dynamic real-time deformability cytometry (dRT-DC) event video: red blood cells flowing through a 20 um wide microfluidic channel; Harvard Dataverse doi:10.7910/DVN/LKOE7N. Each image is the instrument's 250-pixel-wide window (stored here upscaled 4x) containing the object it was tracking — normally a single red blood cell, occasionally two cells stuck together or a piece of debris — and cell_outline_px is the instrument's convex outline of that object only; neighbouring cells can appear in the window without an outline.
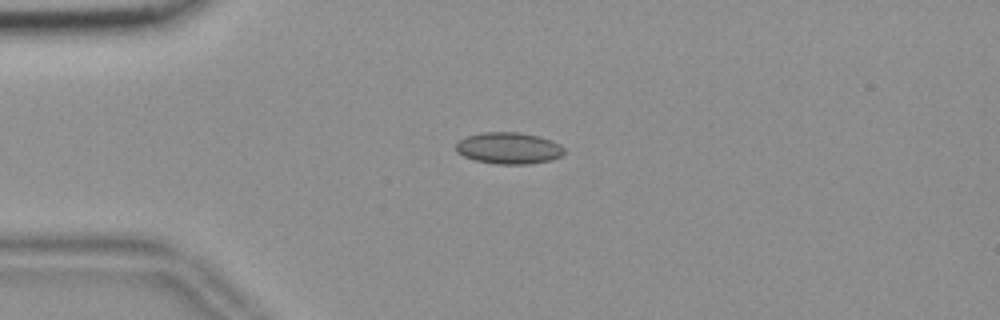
{"species": "common noctule bat (a hibernating species)", "species_latin": "Nyctalus noctula", "temperature_condition": "room temperature", "stored_images_in_passage": 49, "camera_frame_rate_fps": 3000, "um_per_image_px": 0.085, "animal": {"sex": "female", "body_mass_g": 18.4}, "frame": {"image": 1, "passage_image": 7, "time_ms": 2.0, "image_size_px": [1000, 320], "cell_outline_px": [[564, 152], [560, 156], [548, 160], [528, 164], [496, 164], [476, 160], [464, 156], [456, 152], [456, 144], [460, 140], [468, 136], [480, 132], [520, 132], [540, 136], [552, 140], [560, 144], [564, 148]], "centroid_in_image_um": [43.24, 12.58], "position_along_channel_um": 41.8, "area_um2": 19.88}}
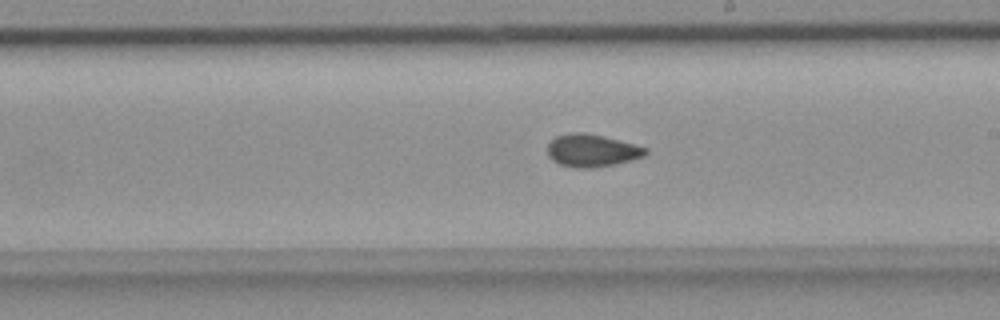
{"frame": {"image": 2, "passage_image": 25, "time_ms": 8.0, "image_size_px": [1000, 320], "cell_outline_px": [[648, 152], [644, 156], [612, 164], [592, 168], [576, 168], [560, 164], [552, 160], [548, 156], [548, 144], [556, 136], [572, 132], [584, 132], [604, 136], [648, 148]], "centroid_in_image_um": [50.28, 12.78], "position_along_channel_um": 238.7, "area_um2": 18.44}}
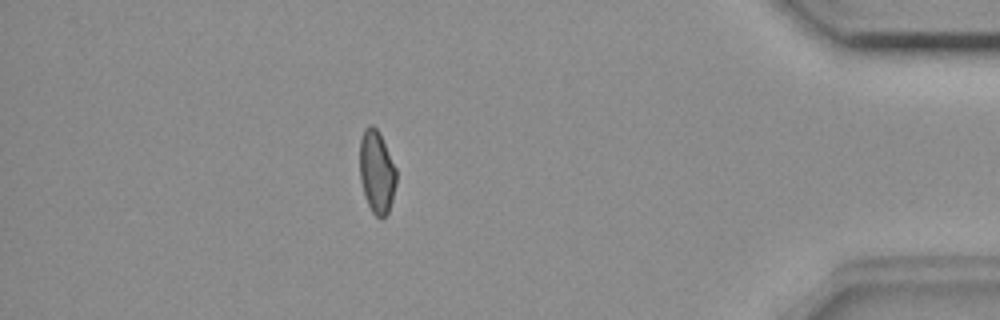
{"frame": {"image": 3, "passage_image": 42, "time_ms": 13.667, "image_size_px": [1000, 320], "cell_outline_px": [[396, 184], [392, 200], [388, 212], [380, 220], [372, 212], [364, 196], [360, 180], [360, 140], [364, 128], [368, 124], [372, 124], [380, 132], [396, 168]], "centroid_in_image_um": [32.02, 14.59], "position_along_channel_um": 403.2, "area_um2": 17.86}, "authors_computed_cell_mechanics": {"area_um2": 18.207, "velocity_mm_per_s": 3.6879, "shape_relaxation_time_tau1_ms": null, "shape_relaxation_time_tau2_ms": 1.9674, "deformation_change_tau1": null, "deformation_change_tau2": 0.0642}}